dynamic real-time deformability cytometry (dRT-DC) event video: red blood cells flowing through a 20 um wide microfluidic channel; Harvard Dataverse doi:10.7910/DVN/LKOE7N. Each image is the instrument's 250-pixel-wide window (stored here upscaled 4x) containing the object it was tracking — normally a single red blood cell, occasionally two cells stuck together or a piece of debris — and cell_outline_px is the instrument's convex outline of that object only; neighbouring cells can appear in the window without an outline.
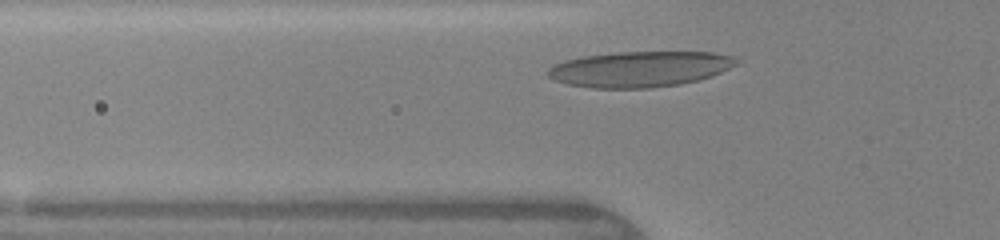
{"species": "human", "species_latin": "Homo sapiens", "temperature_condition": "warm", "stored_images_in_passage": 27, "camera_frame_rate_fps": 3000, "um_per_image_px": 0.085, "donor": {"sex": "female"}, "frame": {"image": 1, "passage_image": 4, "time_ms": 1.0, "image_size_px": [1000, 240], "cell_outline_px": [[736, 64], [712, 76], [700, 80], [680, 84], [648, 88], [592, 88], [568, 84], [552, 80], [544, 72], [548, 68], [564, 60], [584, 56], [616, 52], [712, 52], [732, 56], [736, 60]], "centroid_in_image_um": [54.33, 5.88], "position_along_channel_um": 71.5, "area_um2": 39.19}}
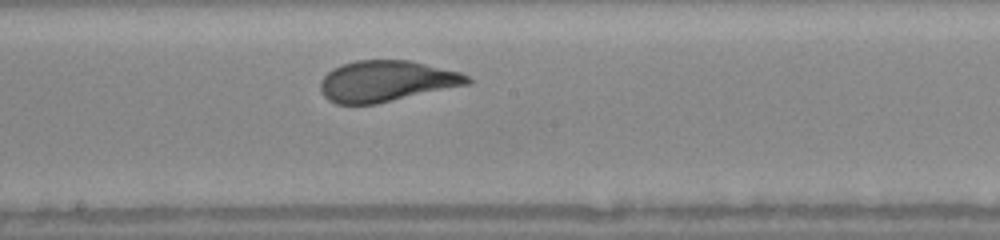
{"frame": {"image": 2, "passage_image": 14, "time_ms": 4.333, "image_size_px": [1000, 240], "cell_outline_px": [[472, 84], [376, 104], [336, 104], [328, 100], [324, 96], [320, 88], [320, 80], [332, 68], [340, 64], [356, 60], [408, 60], [460, 72], [468, 76], [472, 80]], "centroid_in_image_um": [32.84, 6.9], "position_along_channel_um": 215.4, "area_um2": 35.37}}
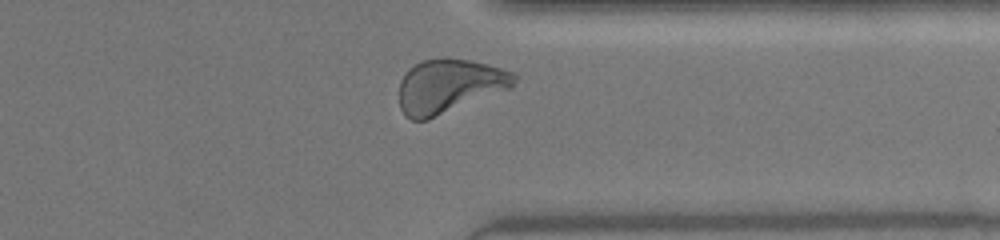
{"frame": {"image": 3, "passage_image": 25, "time_ms": 8.0, "image_size_px": [1000, 240], "cell_outline_px": [[516, 80], [508, 88], [428, 120], [412, 120], [404, 116], [400, 108], [400, 80], [408, 68], [424, 60], [444, 56], [468, 60], [488, 64], [512, 72], [516, 76]], "centroid_in_image_um": [38.12, 7.3], "position_along_channel_um": 373.3, "area_um2": 35.89}, "authors_computed_cell_mechanics": {"area_um2": 35.0846, "velocity_mm_per_s": 4.3194, "shape_relaxation_time_tau1_ms": 3.273, "shape_relaxation_time_tau2_ms": null, "deformation_change_tau1": 0.1708, "deformation_change_tau2": null}}